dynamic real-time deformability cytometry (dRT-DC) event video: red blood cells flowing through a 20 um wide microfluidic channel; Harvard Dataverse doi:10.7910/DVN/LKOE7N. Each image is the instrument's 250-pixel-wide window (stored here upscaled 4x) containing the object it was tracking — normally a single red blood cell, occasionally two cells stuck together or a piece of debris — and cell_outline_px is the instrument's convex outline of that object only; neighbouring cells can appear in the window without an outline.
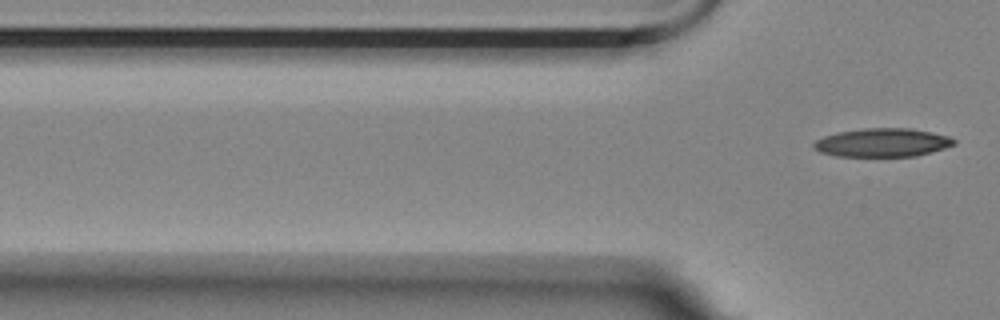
{"species": "Egyptian fruit bat (a non-hibernating species)", "species_latin": "Rousettus aegyptiacus", "temperature_condition": "room temperature", "stored_images_in_passage": 2, "camera_frame_rate_fps": 3000, "um_per_image_px": 0.085, "animal": {"sex": "female"}, "frame": {"image": 1, "passage_image": 2, "time_ms": 1.333, "image_size_px": [1000, 320], "cell_outline_px": [[956, 144], [932, 152], [916, 156], [836, 156], [820, 152], [812, 148], [812, 144], [816, 140], [824, 136], [840, 132], [864, 128], [912, 128], [932, 132], [948, 136], [956, 140]], "centroid_in_image_um": [75.01, 12.12], "position_along_channel_um": 50.8, "area_um2": 23.35}}